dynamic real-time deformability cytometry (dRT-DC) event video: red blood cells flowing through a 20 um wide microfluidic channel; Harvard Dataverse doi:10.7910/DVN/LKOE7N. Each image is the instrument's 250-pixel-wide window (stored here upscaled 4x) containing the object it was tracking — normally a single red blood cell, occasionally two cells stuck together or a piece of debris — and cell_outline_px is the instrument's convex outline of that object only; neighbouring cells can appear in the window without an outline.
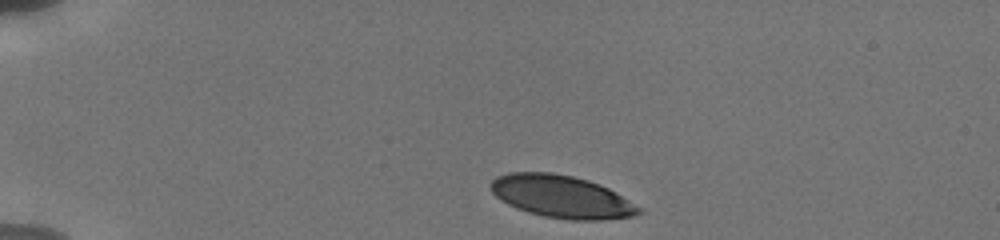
{"species": "human", "species_latin": "Homo sapiens", "temperature_condition": "cold", "stored_images_in_passage": 8, "camera_frame_rate_fps": 3000, "um_per_image_px": 0.085, "donor": {"sex": "male"}, "frame": {"image": 1, "passage_image": 1, "time_ms": 0.0, "image_size_px": [1000, 240], "cell_outline_px": [[644, 212], [632, 216], [600, 220], [572, 220], [544, 216], [528, 212], [516, 208], [500, 200], [492, 192], [488, 184], [496, 176], [508, 172], [552, 172], [572, 176], [588, 180], [600, 184], [616, 192], [644, 208]], "centroid_in_image_um": [47.74, 16.71], "position_along_channel_um": 37.3, "area_um2": 36.99}}